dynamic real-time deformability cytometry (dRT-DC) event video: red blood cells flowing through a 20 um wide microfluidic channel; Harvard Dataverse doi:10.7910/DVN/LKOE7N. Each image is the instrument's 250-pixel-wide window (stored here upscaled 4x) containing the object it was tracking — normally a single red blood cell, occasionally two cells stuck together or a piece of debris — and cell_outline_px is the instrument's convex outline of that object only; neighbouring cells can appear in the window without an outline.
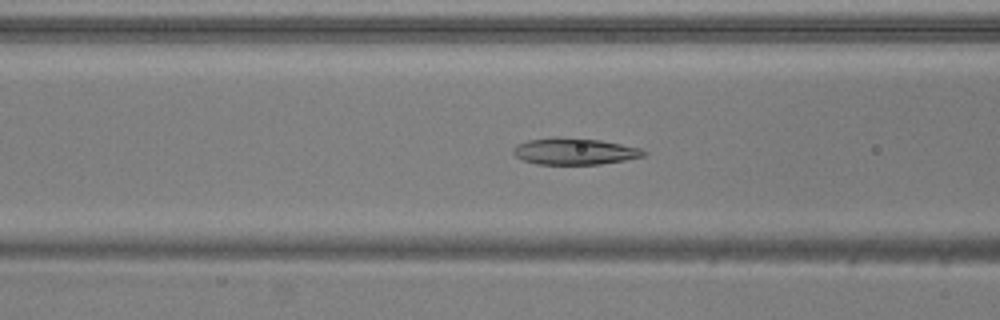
{"species": "common noctule bat (a hibernating species)", "species_latin": "Nyctalus noctula", "temperature_condition": "warm", "stored_images_in_passage": 50, "camera_frame_rate_fps": 3000, "um_per_image_px": 0.085, "animal": {"sex": "male", "body_mass_g": 20.5, "forearm_length_mm": 52.5}, "frame": {"image": 1, "passage_image": 18, "time_ms": 5.667, "image_size_px": [1000, 320], "cell_outline_px": [[648, 152], [644, 156], [624, 160], [600, 164], [536, 164], [524, 160], [516, 156], [512, 152], [512, 148], [516, 144], [528, 140], [552, 136], [556, 136], [600, 140], [640, 148]], "centroid_in_image_um": [48.79, 12.85], "position_along_channel_um": 117.8, "area_um2": 20.29}}
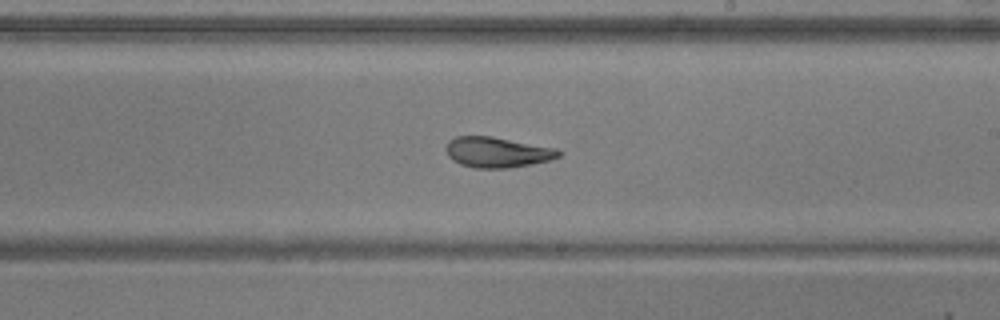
{"frame": {"image": 2, "passage_image": 28, "time_ms": 9.0, "image_size_px": [1000, 320], "cell_outline_px": [[564, 152], [560, 156], [552, 160], [532, 164], [508, 168], [476, 168], [460, 164], [452, 160], [448, 156], [444, 148], [448, 140], [456, 136], [492, 136], [556, 148]], "centroid_in_image_um": [42.27, 12.94], "position_along_channel_um": 246.7, "area_um2": 20.29}}
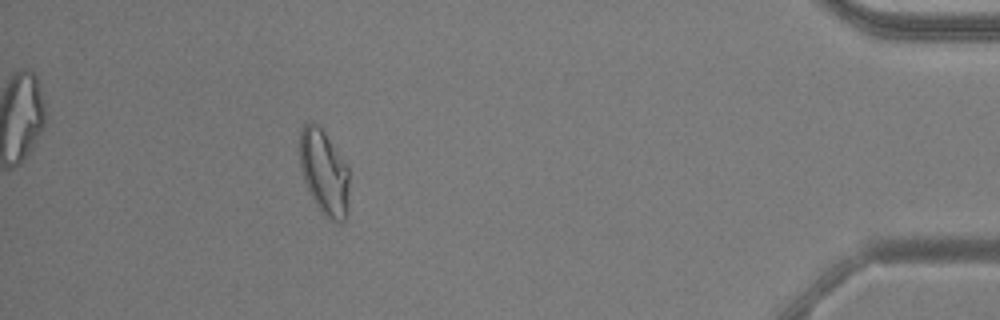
{"frame": {"image": 3, "passage_image": 45, "time_ms": 14.667, "image_size_px": [1000, 320], "cell_outline_px": [[348, 212], [344, 220], [340, 224], [328, 220], [320, 212], [312, 200], [308, 192], [300, 168], [300, 128], [308, 120], [312, 120], [324, 132], [348, 168]], "centroid_in_image_um": [27.53, 14.7], "position_along_channel_um": 407.7, "area_um2": 24.8}, "authors_computed_cell_mechanics": {"area_um2": 22.3975, "velocity_mm_per_s": 3.8656, "shape_relaxation_time_tau1_ms": 4.6713, "shape_relaxation_time_tau2_ms": 1.5242, "deformation_change_tau1": 0.1838, "deformation_change_tau2": 0.0871}}